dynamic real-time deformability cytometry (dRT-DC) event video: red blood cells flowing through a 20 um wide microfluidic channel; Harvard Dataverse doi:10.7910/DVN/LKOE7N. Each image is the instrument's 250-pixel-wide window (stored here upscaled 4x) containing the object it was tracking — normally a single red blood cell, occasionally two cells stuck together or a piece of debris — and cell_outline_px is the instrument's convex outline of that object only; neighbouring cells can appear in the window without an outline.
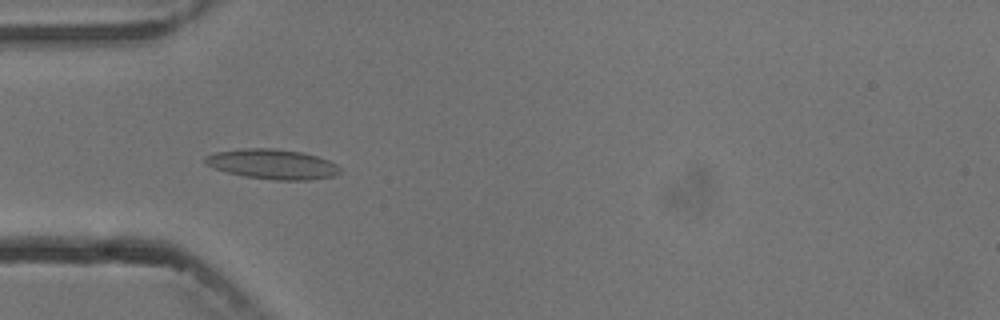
{"species": "common noctule bat (a hibernating species)", "species_latin": "Nyctalus noctula", "temperature_condition": "cold", "stored_images_in_passage": 5, "camera_frame_rate_fps": 3000, "um_per_image_px": 0.085, "animal": {"sex": "male", "body_mass_g": 13.3}, "frame": {"image": 1, "passage_image": 5, "time_ms": 4.667, "image_size_px": [1000, 320], "cell_outline_px": [[340, 172], [336, 176], [312, 180], [276, 180], [244, 176], [228, 172], [204, 164], [204, 156], [216, 152], [240, 148], [276, 148], [300, 152], [316, 156], [328, 160], [336, 164], [340, 168]], "centroid_in_image_um": [23.16, 13.95], "position_along_channel_um": 61.8, "area_um2": 23.58}}